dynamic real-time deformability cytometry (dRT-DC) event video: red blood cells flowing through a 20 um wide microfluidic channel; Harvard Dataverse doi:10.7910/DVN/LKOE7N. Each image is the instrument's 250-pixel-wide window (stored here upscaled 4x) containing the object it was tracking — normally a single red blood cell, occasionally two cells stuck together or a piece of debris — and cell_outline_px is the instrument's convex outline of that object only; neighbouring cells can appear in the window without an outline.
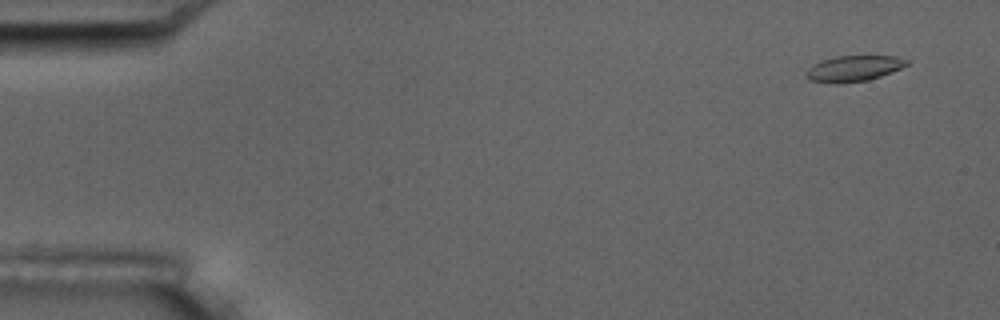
{"species": "common noctule bat (a hibernating species)", "species_latin": "Nyctalus noctula", "temperature_condition": "room temperature", "stored_images_in_passage": 6, "camera_frame_rate_fps": 3000, "um_per_image_px": 0.085, "animal": {"sex": "male", "body_mass_g": 17.5, "forearm_length_mm": 52.3}, "frame": {"image": 1, "passage_image": 1, "time_ms": 0.0, "image_size_px": [1000, 320], "cell_outline_px": [[908, 64], [892, 72], [868, 80], [840, 84], [836, 84], [808, 80], [804, 76], [804, 72], [808, 68], [820, 60], [836, 56], [896, 56], [908, 60]], "centroid_in_image_um": [72.5, 5.83], "position_along_channel_um": 12.5, "area_um2": 15.32}}
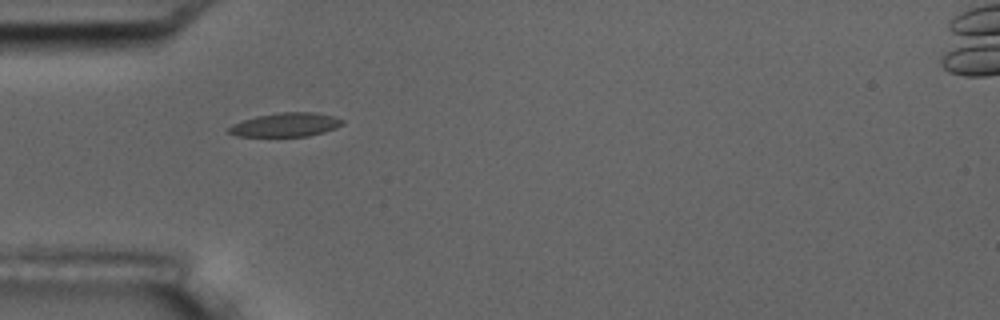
{"frame": {"image": 2, "passage_image": 5, "time_ms": 4.667, "image_size_px": [1000, 320], "cell_outline_px": [[344, 124], [336, 128], [324, 132], [308, 136], [236, 136], [228, 132], [228, 128], [232, 124], [256, 116], [280, 112], [316, 112], [332, 116], [344, 120]], "centroid_in_image_um": [24.3, 10.6], "position_along_channel_um": 60.7, "area_um2": 15.78}}